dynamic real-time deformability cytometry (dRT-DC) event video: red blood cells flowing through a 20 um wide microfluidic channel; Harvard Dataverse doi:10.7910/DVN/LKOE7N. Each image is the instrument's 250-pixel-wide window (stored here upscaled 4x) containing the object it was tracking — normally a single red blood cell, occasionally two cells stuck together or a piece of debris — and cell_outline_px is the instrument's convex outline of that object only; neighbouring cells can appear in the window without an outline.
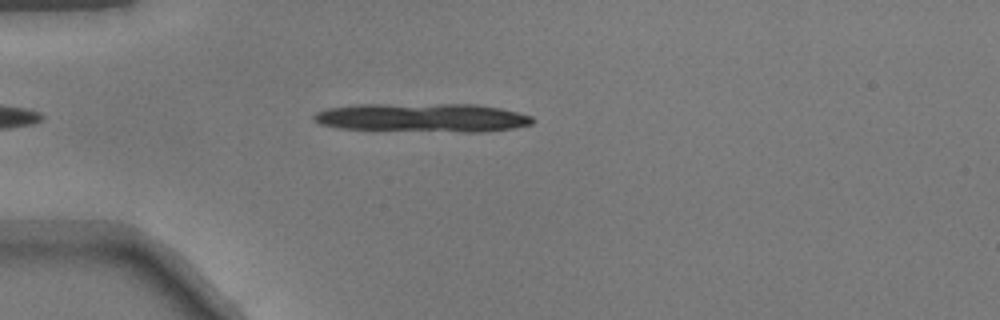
{"species": "common noctule bat (a hibernating species)", "species_latin": "Nyctalus noctula", "temperature_condition": "warm", "stored_images_in_passage": 7, "camera_frame_rate_fps": 3000, "um_per_image_px": 0.085, "animal": {"sex": "male", "body_mass_g": 17.9}, "frame": {"image": 1, "passage_image": 6, "time_ms": 1.667, "image_size_px": [1000, 320], "cell_outline_px": [[536, 120], [532, 124], [512, 128], [484, 132], [460, 132], [340, 128], [320, 124], [312, 120], [312, 116], [316, 112], [328, 108], [352, 104], [476, 104], [500, 108], [532, 116]], "centroid_in_image_um": [35.91, 9.99], "position_along_channel_um": 49.1, "area_um2": 36.82}}